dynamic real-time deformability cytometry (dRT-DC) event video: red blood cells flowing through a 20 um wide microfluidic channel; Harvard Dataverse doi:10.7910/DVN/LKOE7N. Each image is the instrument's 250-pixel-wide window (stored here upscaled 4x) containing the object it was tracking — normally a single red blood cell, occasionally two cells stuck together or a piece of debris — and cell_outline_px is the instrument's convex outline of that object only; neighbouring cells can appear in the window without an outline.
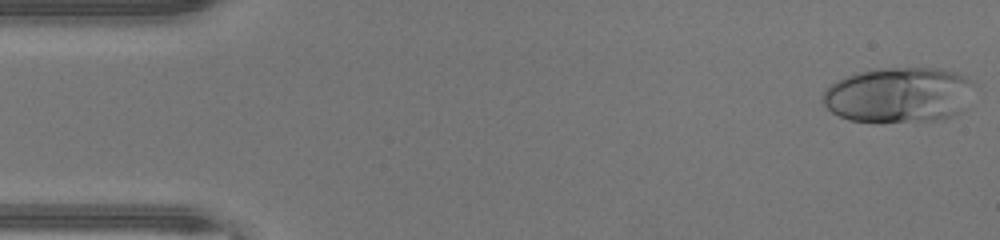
{"species": "human", "species_latin": "Homo sapiens", "temperature_condition": "warm", "stored_images_in_passage": 46, "camera_frame_rate_fps": 3000, "um_per_image_px": 0.085, "donor": {"sex": "male"}, "frame": {"image": 1, "passage_image": 1, "time_ms": 0.0, "image_size_px": [1000, 240], "cell_outline_px": [[972, 84], [960, 112], [952, 116], [936, 120], [848, 120], [832, 112], [824, 104], [824, 92], [832, 84], [856, 72], [876, 68], [940, 68], [956, 72], [968, 76], [972, 80]], "centroid_in_image_um": [76.39, 8.03], "position_along_channel_um": 8.6, "area_um2": 47.74}}
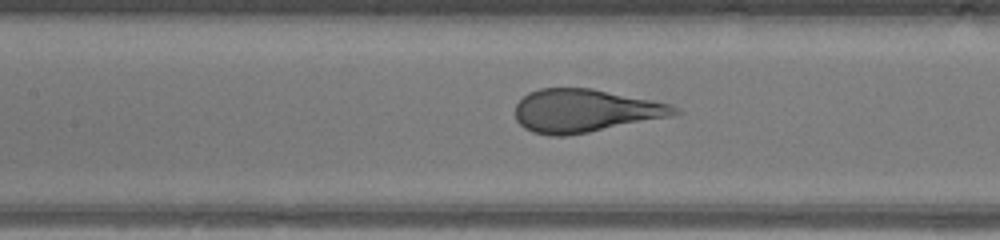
{"frame": {"image": 2, "passage_image": 20, "time_ms": 6.333, "image_size_px": [1000, 240], "cell_outline_px": [[684, 112], [672, 116], [568, 136], [548, 136], [532, 132], [524, 128], [516, 120], [516, 104], [528, 92], [540, 88], [592, 88], [672, 104]], "centroid_in_image_um": [49.73, 9.42], "position_along_channel_um": 157.7, "area_um2": 40.17}}
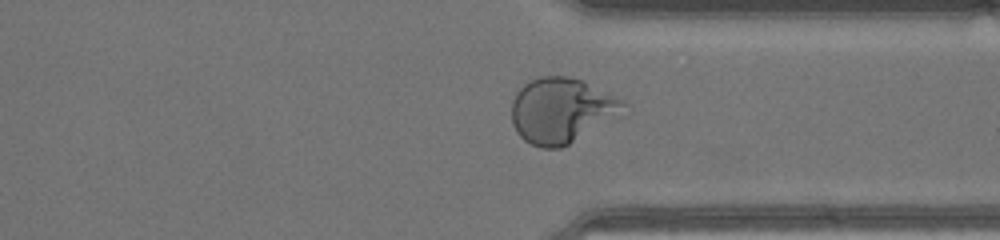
{"frame": {"image": 3, "passage_image": 34, "time_ms": 11.0, "image_size_px": [1000, 240], "cell_outline_px": [[632, 112], [628, 116], [560, 148], [540, 148], [524, 140], [516, 132], [512, 124], [512, 100], [516, 92], [524, 84], [540, 76], [568, 76], [580, 80], [624, 100], [628, 104]], "centroid_in_image_um": [47.86, 9.42], "position_along_channel_um": 363.5, "area_um2": 43.81}}